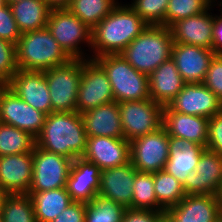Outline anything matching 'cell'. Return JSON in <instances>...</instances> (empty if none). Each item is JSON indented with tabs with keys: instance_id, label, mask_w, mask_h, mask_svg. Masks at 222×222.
I'll use <instances>...</instances> for the list:
<instances>
[{
	"instance_id": "1",
	"label": "cell",
	"mask_w": 222,
	"mask_h": 222,
	"mask_svg": "<svg viewBox=\"0 0 222 222\" xmlns=\"http://www.w3.org/2000/svg\"><path fill=\"white\" fill-rule=\"evenodd\" d=\"M148 24L129 6L116 5L111 13L92 29L91 48L95 59L120 54Z\"/></svg>"
},
{
	"instance_id": "2",
	"label": "cell",
	"mask_w": 222,
	"mask_h": 222,
	"mask_svg": "<svg viewBox=\"0 0 222 222\" xmlns=\"http://www.w3.org/2000/svg\"><path fill=\"white\" fill-rule=\"evenodd\" d=\"M87 135L81 114L76 112H52L36 137V146L69 159L83 156Z\"/></svg>"
},
{
	"instance_id": "3",
	"label": "cell",
	"mask_w": 222,
	"mask_h": 222,
	"mask_svg": "<svg viewBox=\"0 0 222 222\" xmlns=\"http://www.w3.org/2000/svg\"><path fill=\"white\" fill-rule=\"evenodd\" d=\"M173 44L168 27L148 25L120 55L137 71L150 75L171 57Z\"/></svg>"
},
{
	"instance_id": "4",
	"label": "cell",
	"mask_w": 222,
	"mask_h": 222,
	"mask_svg": "<svg viewBox=\"0 0 222 222\" xmlns=\"http://www.w3.org/2000/svg\"><path fill=\"white\" fill-rule=\"evenodd\" d=\"M70 60L47 27L22 33L16 44V63L21 70L46 71Z\"/></svg>"
},
{
	"instance_id": "5",
	"label": "cell",
	"mask_w": 222,
	"mask_h": 222,
	"mask_svg": "<svg viewBox=\"0 0 222 222\" xmlns=\"http://www.w3.org/2000/svg\"><path fill=\"white\" fill-rule=\"evenodd\" d=\"M94 60L104 69L115 102L150 98L149 75L137 71L120 54L103 55Z\"/></svg>"
},
{
	"instance_id": "6",
	"label": "cell",
	"mask_w": 222,
	"mask_h": 222,
	"mask_svg": "<svg viewBox=\"0 0 222 222\" xmlns=\"http://www.w3.org/2000/svg\"><path fill=\"white\" fill-rule=\"evenodd\" d=\"M83 60L71 59L68 63L44 71L51 97L52 112H76V101L81 81Z\"/></svg>"
},
{
	"instance_id": "7",
	"label": "cell",
	"mask_w": 222,
	"mask_h": 222,
	"mask_svg": "<svg viewBox=\"0 0 222 222\" xmlns=\"http://www.w3.org/2000/svg\"><path fill=\"white\" fill-rule=\"evenodd\" d=\"M46 27L71 59H85L79 44L91 46L92 29L69 9H52Z\"/></svg>"
},
{
	"instance_id": "8",
	"label": "cell",
	"mask_w": 222,
	"mask_h": 222,
	"mask_svg": "<svg viewBox=\"0 0 222 222\" xmlns=\"http://www.w3.org/2000/svg\"><path fill=\"white\" fill-rule=\"evenodd\" d=\"M124 138H134L157 131L162 127L163 106L151 98L118 103Z\"/></svg>"
},
{
	"instance_id": "9",
	"label": "cell",
	"mask_w": 222,
	"mask_h": 222,
	"mask_svg": "<svg viewBox=\"0 0 222 222\" xmlns=\"http://www.w3.org/2000/svg\"><path fill=\"white\" fill-rule=\"evenodd\" d=\"M114 101L110 81L104 69L88 57L81 65V81L76 107L79 114Z\"/></svg>"
},
{
	"instance_id": "10",
	"label": "cell",
	"mask_w": 222,
	"mask_h": 222,
	"mask_svg": "<svg viewBox=\"0 0 222 222\" xmlns=\"http://www.w3.org/2000/svg\"><path fill=\"white\" fill-rule=\"evenodd\" d=\"M73 160L38 146L33 150V179L28 192L66 187Z\"/></svg>"
},
{
	"instance_id": "11",
	"label": "cell",
	"mask_w": 222,
	"mask_h": 222,
	"mask_svg": "<svg viewBox=\"0 0 222 222\" xmlns=\"http://www.w3.org/2000/svg\"><path fill=\"white\" fill-rule=\"evenodd\" d=\"M169 135L163 127L130 141V161L139 172L164 170L169 157Z\"/></svg>"
},
{
	"instance_id": "12",
	"label": "cell",
	"mask_w": 222,
	"mask_h": 222,
	"mask_svg": "<svg viewBox=\"0 0 222 222\" xmlns=\"http://www.w3.org/2000/svg\"><path fill=\"white\" fill-rule=\"evenodd\" d=\"M46 114L34 109L6 85L0 88V122L12 125L37 137L45 123Z\"/></svg>"
},
{
	"instance_id": "13",
	"label": "cell",
	"mask_w": 222,
	"mask_h": 222,
	"mask_svg": "<svg viewBox=\"0 0 222 222\" xmlns=\"http://www.w3.org/2000/svg\"><path fill=\"white\" fill-rule=\"evenodd\" d=\"M163 111L211 118L222 111V102L203 83H186Z\"/></svg>"
},
{
	"instance_id": "14",
	"label": "cell",
	"mask_w": 222,
	"mask_h": 222,
	"mask_svg": "<svg viewBox=\"0 0 222 222\" xmlns=\"http://www.w3.org/2000/svg\"><path fill=\"white\" fill-rule=\"evenodd\" d=\"M186 195H219L222 187V157L206 149L194 171L182 184Z\"/></svg>"
},
{
	"instance_id": "15",
	"label": "cell",
	"mask_w": 222,
	"mask_h": 222,
	"mask_svg": "<svg viewBox=\"0 0 222 222\" xmlns=\"http://www.w3.org/2000/svg\"><path fill=\"white\" fill-rule=\"evenodd\" d=\"M6 86L34 109L46 115L52 113L51 97L44 71L18 69Z\"/></svg>"
},
{
	"instance_id": "16",
	"label": "cell",
	"mask_w": 222,
	"mask_h": 222,
	"mask_svg": "<svg viewBox=\"0 0 222 222\" xmlns=\"http://www.w3.org/2000/svg\"><path fill=\"white\" fill-rule=\"evenodd\" d=\"M82 158L101 170L125 165L130 162V141L106 136L87 137Z\"/></svg>"
},
{
	"instance_id": "17",
	"label": "cell",
	"mask_w": 222,
	"mask_h": 222,
	"mask_svg": "<svg viewBox=\"0 0 222 222\" xmlns=\"http://www.w3.org/2000/svg\"><path fill=\"white\" fill-rule=\"evenodd\" d=\"M214 56L212 49L177 42H174L171 54L185 83H203Z\"/></svg>"
},
{
	"instance_id": "18",
	"label": "cell",
	"mask_w": 222,
	"mask_h": 222,
	"mask_svg": "<svg viewBox=\"0 0 222 222\" xmlns=\"http://www.w3.org/2000/svg\"><path fill=\"white\" fill-rule=\"evenodd\" d=\"M33 179V152L0 157V188L4 194L28 193Z\"/></svg>"
},
{
	"instance_id": "19",
	"label": "cell",
	"mask_w": 222,
	"mask_h": 222,
	"mask_svg": "<svg viewBox=\"0 0 222 222\" xmlns=\"http://www.w3.org/2000/svg\"><path fill=\"white\" fill-rule=\"evenodd\" d=\"M166 212L175 222H217L222 218L218 195H186Z\"/></svg>"
},
{
	"instance_id": "20",
	"label": "cell",
	"mask_w": 222,
	"mask_h": 222,
	"mask_svg": "<svg viewBox=\"0 0 222 222\" xmlns=\"http://www.w3.org/2000/svg\"><path fill=\"white\" fill-rule=\"evenodd\" d=\"M137 169L132 162L101 170L99 196L132 209L133 185Z\"/></svg>"
},
{
	"instance_id": "21",
	"label": "cell",
	"mask_w": 222,
	"mask_h": 222,
	"mask_svg": "<svg viewBox=\"0 0 222 222\" xmlns=\"http://www.w3.org/2000/svg\"><path fill=\"white\" fill-rule=\"evenodd\" d=\"M101 169L82 157L73 160L66 189L72 201L90 203L98 196Z\"/></svg>"
},
{
	"instance_id": "22",
	"label": "cell",
	"mask_w": 222,
	"mask_h": 222,
	"mask_svg": "<svg viewBox=\"0 0 222 222\" xmlns=\"http://www.w3.org/2000/svg\"><path fill=\"white\" fill-rule=\"evenodd\" d=\"M214 16L208 10L172 24L169 29L174 42L212 49Z\"/></svg>"
},
{
	"instance_id": "23",
	"label": "cell",
	"mask_w": 222,
	"mask_h": 222,
	"mask_svg": "<svg viewBox=\"0 0 222 222\" xmlns=\"http://www.w3.org/2000/svg\"><path fill=\"white\" fill-rule=\"evenodd\" d=\"M209 118L175 111H162V127L169 136L207 147Z\"/></svg>"
},
{
	"instance_id": "24",
	"label": "cell",
	"mask_w": 222,
	"mask_h": 222,
	"mask_svg": "<svg viewBox=\"0 0 222 222\" xmlns=\"http://www.w3.org/2000/svg\"><path fill=\"white\" fill-rule=\"evenodd\" d=\"M87 137L124 138L118 102L112 101L81 114Z\"/></svg>"
},
{
	"instance_id": "25",
	"label": "cell",
	"mask_w": 222,
	"mask_h": 222,
	"mask_svg": "<svg viewBox=\"0 0 222 222\" xmlns=\"http://www.w3.org/2000/svg\"><path fill=\"white\" fill-rule=\"evenodd\" d=\"M168 150L169 157L164 170L183 184L187 175L195 170L206 148L188 140L169 136Z\"/></svg>"
},
{
	"instance_id": "26",
	"label": "cell",
	"mask_w": 222,
	"mask_h": 222,
	"mask_svg": "<svg viewBox=\"0 0 222 222\" xmlns=\"http://www.w3.org/2000/svg\"><path fill=\"white\" fill-rule=\"evenodd\" d=\"M185 81L170 57L149 75L150 98L163 107L167 106L182 90Z\"/></svg>"
},
{
	"instance_id": "27",
	"label": "cell",
	"mask_w": 222,
	"mask_h": 222,
	"mask_svg": "<svg viewBox=\"0 0 222 222\" xmlns=\"http://www.w3.org/2000/svg\"><path fill=\"white\" fill-rule=\"evenodd\" d=\"M37 222H51L72 202L66 187L42 192H28Z\"/></svg>"
},
{
	"instance_id": "28",
	"label": "cell",
	"mask_w": 222,
	"mask_h": 222,
	"mask_svg": "<svg viewBox=\"0 0 222 222\" xmlns=\"http://www.w3.org/2000/svg\"><path fill=\"white\" fill-rule=\"evenodd\" d=\"M10 7L21 33L46 28L51 9L44 0H21Z\"/></svg>"
},
{
	"instance_id": "29",
	"label": "cell",
	"mask_w": 222,
	"mask_h": 222,
	"mask_svg": "<svg viewBox=\"0 0 222 222\" xmlns=\"http://www.w3.org/2000/svg\"><path fill=\"white\" fill-rule=\"evenodd\" d=\"M154 191L160 212L176 206L186 196L183 185L165 170L154 173Z\"/></svg>"
},
{
	"instance_id": "30",
	"label": "cell",
	"mask_w": 222,
	"mask_h": 222,
	"mask_svg": "<svg viewBox=\"0 0 222 222\" xmlns=\"http://www.w3.org/2000/svg\"><path fill=\"white\" fill-rule=\"evenodd\" d=\"M0 211L3 222H37L32 199L27 193L4 194Z\"/></svg>"
},
{
	"instance_id": "31",
	"label": "cell",
	"mask_w": 222,
	"mask_h": 222,
	"mask_svg": "<svg viewBox=\"0 0 222 222\" xmlns=\"http://www.w3.org/2000/svg\"><path fill=\"white\" fill-rule=\"evenodd\" d=\"M36 138L12 125L0 122V157L33 152Z\"/></svg>"
},
{
	"instance_id": "32",
	"label": "cell",
	"mask_w": 222,
	"mask_h": 222,
	"mask_svg": "<svg viewBox=\"0 0 222 222\" xmlns=\"http://www.w3.org/2000/svg\"><path fill=\"white\" fill-rule=\"evenodd\" d=\"M117 4L116 0H72L68 9L93 29Z\"/></svg>"
},
{
	"instance_id": "33",
	"label": "cell",
	"mask_w": 222,
	"mask_h": 222,
	"mask_svg": "<svg viewBox=\"0 0 222 222\" xmlns=\"http://www.w3.org/2000/svg\"><path fill=\"white\" fill-rule=\"evenodd\" d=\"M125 207L111 199L96 196L86 203L85 222H121Z\"/></svg>"
},
{
	"instance_id": "34",
	"label": "cell",
	"mask_w": 222,
	"mask_h": 222,
	"mask_svg": "<svg viewBox=\"0 0 222 222\" xmlns=\"http://www.w3.org/2000/svg\"><path fill=\"white\" fill-rule=\"evenodd\" d=\"M132 209L158 211V201L154 191V173L136 171L133 185Z\"/></svg>"
},
{
	"instance_id": "35",
	"label": "cell",
	"mask_w": 222,
	"mask_h": 222,
	"mask_svg": "<svg viewBox=\"0 0 222 222\" xmlns=\"http://www.w3.org/2000/svg\"><path fill=\"white\" fill-rule=\"evenodd\" d=\"M214 0H169L165 27H170L179 20L195 16L212 8Z\"/></svg>"
},
{
	"instance_id": "36",
	"label": "cell",
	"mask_w": 222,
	"mask_h": 222,
	"mask_svg": "<svg viewBox=\"0 0 222 222\" xmlns=\"http://www.w3.org/2000/svg\"><path fill=\"white\" fill-rule=\"evenodd\" d=\"M169 0H133L129 5L148 25L165 26Z\"/></svg>"
},
{
	"instance_id": "37",
	"label": "cell",
	"mask_w": 222,
	"mask_h": 222,
	"mask_svg": "<svg viewBox=\"0 0 222 222\" xmlns=\"http://www.w3.org/2000/svg\"><path fill=\"white\" fill-rule=\"evenodd\" d=\"M17 70L16 45L0 39V83L6 85Z\"/></svg>"
},
{
	"instance_id": "38",
	"label": "cell",
	"mask_w": 222,
	"mask_h": 222,
	"mask_svg": "<svg viewBox=\"0 0 222 222\" xmlns=\"http://www.w3.org/2000/svg\"><path fill=\"white\" fill-rule=\"evenodd\" d=\"M21 34L13 17L10 5L4 3L0 7V39L16 45Z\"/></svg>"
},
{
	"instance_id": "39",
	"label": "cell",
	"mask_w": 222,
	"mask_h": 222,
	"mask_svg": "<svg viewBox=\"0 0 222 222\" xmlns=\"http://www.w3.org/2000/svg\"><path fill=\"white\" fill-rule=\"evenodd\" d=\"M203 84L222 102V54H215L210 61Z\"/></svg>"
},
{
	"instance_id": "40",
	"label": "cell",
	"mask_w": 222,
	"mask_h": 222,
	"mask_svg": "<svg viewBox=\"0 0 222 222\" xmlns=\"http://www.w3.org/2000/svg\"><path fill=\"white\" fill-rule=\"evenodd\" d=\"M206 149L222 157V111L209 118Z\"/></svg>"
},
{
	"instance_id": "41",
	"label": "cell",
	"mask_w": 222,
	"mask_h": 222,
	"mask_svg": "<svg viewBox=\"0 0 222 222\" xmlns=\"http://www.w3.org/2000/svg\"><path fill=\"white\" fill-rule=\"evenodd\" d=\"M86 203L72 201L57 218L51 222H85Z\"/></svg>"
},
{
	"instance_id": "42",
	"label": "cell",
	"mask_w": 222,
	"mask_h": 222,
	"mask_svg": "<svg viewBox=\"0 0 222 222\" xmlns=\"http://www.w3.org/2000/svg\"><path fill=\"white\" fill-rule=\"evenodd\" d=\"M163 212L126 208L121 222H158Z\"/></svg>"
},
{
	"instance_id": "43",
	"label": "cell",
	"mask_w": 222,
	"mask_h": 222,
	"mask_svg": "<svg viewBox=\"0 0 222 222\" xmlns=\"http://www.w3.org/2000/svg\"><path fill=\"white\" fill-rule=\"evenodd\" d=\"M212 50L215 54H222V16H214Z\"/></svg>"
},
{
	"instance_id": "44",
	"label": "cell",
	"mask_w": 222,
	"mask_h": 222,
	"mask_svg": "<svg viewBox=\"0 0 222 222\" xmlns=\"http://www.w3.org/2000/svg\"><path fill=\"white\" fill-rule=\"evenodd\" d=\"M48 7L52 9H68L72 0H44Z\"/></svg>"
},
{
	"instance_id": "45",
	"label": "cell",
	"mask_w": 222,
	"mask_h": 222,
	"mask_svg": "<svg viewBox=\"0 0 222 222\" xmlns=\"http://www.w3.org/2000/svg\"><path fill=\"white\" fill-rule=\"evenodd\" d=\"M158 222H175V220L167 212H163Z\"/></svg>"
},
{
	"instance_id": "46",
	"label": "cell",
	"mask_w": 222,
	"mask_h": 222,
	"mask_svg": "<svg viewBox=\"0 0 222 222\" xmlns=\"http://www.w3.org/2000/svg\"><path fill=\"white\" fill-rule=\"evenodd\" d=\"M19 1H21V0H4V2L8 5L19 2Z\"/></svg>"
},
{
	"instance_id": "47",
	"label": "cell",
	"mask_w": 222,
	"mask_h": 222,
	"mask_svg": "<svg viewBox=\"0 0 222 222\" xmlns=\"http://www.w3.org/2000/svg\"><path fill=\"white\" fill-rule=\"evenodd\" d=\"M219 200L221 201V206H222V187H221V190L219 192Z\"/></svg>"
},
{
	"instance_id": "48",
	"label": "cell",
	"mask_w": 222,
	"mask_h": 222,
	"mask_svg": "<svg viewBox=\"0 0 222 222\" xmlns=\"http://www.w3.org/2000/svg\"><path fill=\"white\" fill-rule=\"evenodd\" d=\"M4 196V192L0 188V199Z\"/></svg>"
},
{
	"instance_id": "49",
	"label": "cell",
	"mask_w": 222,
	"mask_h": 222,
	"mask_svg": "<svg viewBox=\"0 0 222 222\" xmlns=\"http://www.w3.org/2000/svg\"><path fill=\"white\" fill-rule=\"evenodd\" d=\"M0 222H3V217H2L1 211H0Z\"/></svg>"
},
{
	"instance_id": "50",
	"label": "cell",
	"mask_w": 222,
	"mask_h": 222,
	"mask_svg": "<svg viewBox=\"0 0 222 222\" xmlns=\"http://www.w3.org/2000/svg\"><path fill=\"white\" fill-rule=\"evenodd\" d=\"M4 0H0V7L4 4Z\"/></svg>"
}]
</instances>
